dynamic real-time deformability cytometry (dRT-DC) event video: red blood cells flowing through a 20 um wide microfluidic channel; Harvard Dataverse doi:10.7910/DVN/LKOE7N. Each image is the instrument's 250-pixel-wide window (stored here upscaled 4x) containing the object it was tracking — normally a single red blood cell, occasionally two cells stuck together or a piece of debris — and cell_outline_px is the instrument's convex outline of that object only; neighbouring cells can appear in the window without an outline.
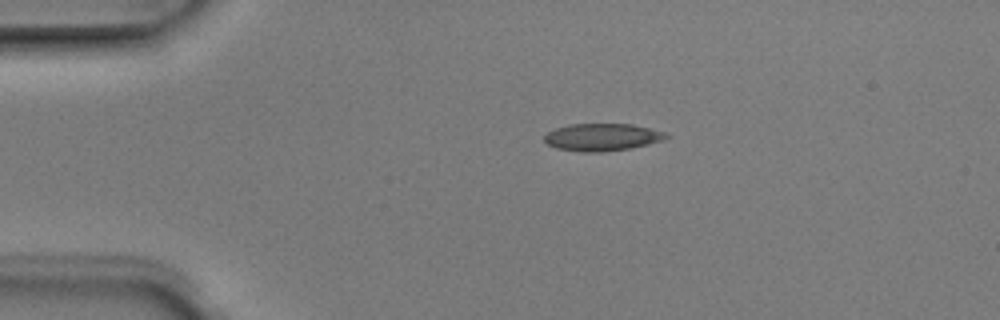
{"species": "Egyptian fruit bat (a non-hibernating species)", "species_latin": "Rousettus aegyptiacus", "temperature_condition": "room temperature", "stored_images_in_passage": 2, "camera_frame_rate_fps": 3000, "um_per_image_px": 0.085, "animal": {"sex": "male"}, "frame": {"image": 1, "passage_image": 1, "time_ms": 0.0, "image_size_px": [1000, 320], "cell_outline_px": [[668, 136], [664, 140], [632, 148], [604, 152], [580, 152], [556, 148], [548, 144], [544, 140], [544, 136], [548, 132], [556, 128], [568, 124], [632, 124], [668, 132]], "centroid_in_image_um": [51.2, 11.66], "position_along_channel_um": 33.8, "area_um2": 19.59}}